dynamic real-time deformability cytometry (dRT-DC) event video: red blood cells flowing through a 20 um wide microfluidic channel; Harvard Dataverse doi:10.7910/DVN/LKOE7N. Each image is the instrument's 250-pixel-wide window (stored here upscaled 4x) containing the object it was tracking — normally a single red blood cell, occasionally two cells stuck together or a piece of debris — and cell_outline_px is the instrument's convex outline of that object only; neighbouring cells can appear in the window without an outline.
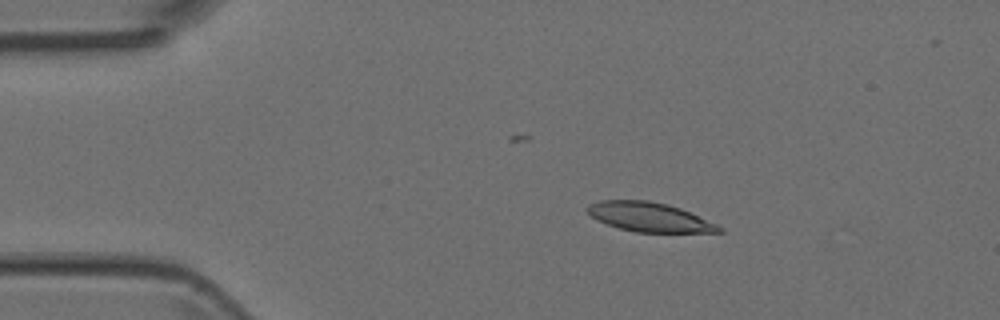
{"species": "Egyptian fruit bat (a non-hibernating species)", "species_latin": "Rousettus aegyptiacus", "temperature_condition": "room temperature", "stored_images_in_passage": 4, "camera_frame_rate_fps": 3000, "um_per_image_px": 0.085, "animal": {"sex": "female"}, "frame": {"image": 1, "passage_image": 2, "time_ms": 0.333, "image_size_px": [1000, 320], "cell_outline_px": [[724, 232], [636, 232], [620, 228], [596, 220], [584, 208], [588, 204], [600, 200], [648, 200], [668, 204], [680, 208], [716, 224], [724, 228]], "centroid_in_image_um": [55.17, 18.44], "position_along_channel_um": 29.8, "area_um2": 22.37}}
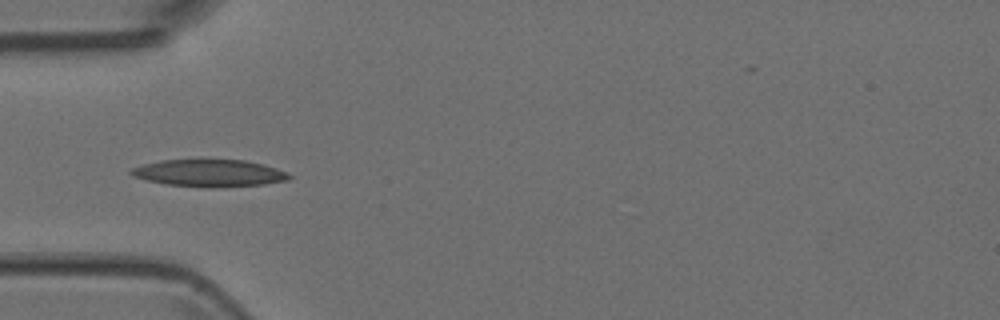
{"frame": {"image": 2, "passage_image": 4, "time_ms": 1.0, "image_size_px": [1000, 320], "cell_outline_px": [[292, 176], [288, 180], [264, 184], [212, 188], [204, 188], [168, 184], [144, 180], [132, 176], [128, 172], [132, 168], [144, 164], [160, 160], [244, 160], [264, 164], [288, 172]], "centroid_in_image_um": [17.79, 14.72], "position_along_channel_um": 67.2, "area_um2": 25.14}}